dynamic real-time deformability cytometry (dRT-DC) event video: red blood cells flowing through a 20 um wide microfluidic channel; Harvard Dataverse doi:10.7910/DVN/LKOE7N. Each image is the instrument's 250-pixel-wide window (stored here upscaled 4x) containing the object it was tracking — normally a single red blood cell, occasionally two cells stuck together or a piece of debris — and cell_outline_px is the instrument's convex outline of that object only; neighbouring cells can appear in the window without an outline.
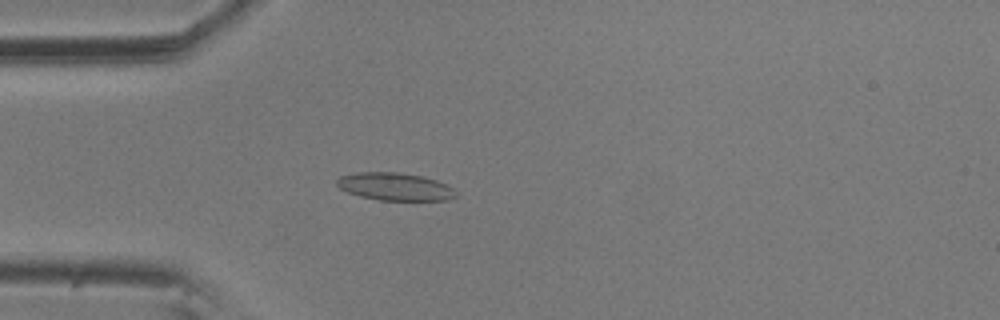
{"species": "common noctule bat (a hibernating species)", "species_latin": "Nyctalus noctula", "temperature_condition": "room temperature", "stored_images_in_passage": 5, "camera_frame_rate_fps": 3000, "um_per_image_px": 0.085, "animal": {"sex": "male", "body_mass_g": 20.5, "forearm_length_mm": 52.5}, "frame": {"image": 1, "passage_image": 4, "time_ms": 1.0, "image_size_px": [1000, 320], "cell_outline_px": [[460, 196], [448, 200], [380, 200], [360, 196], [348, 192], [340, 188], [336, 184], [336, 180], [340, 176], [356, 172], [396, 172], [420, 176], [436, 180], [452, 188]], "centroid_in_image_um": [33.57, 15.87], "position_along_channel_um": 51.4, "area_um2": 19.13}}